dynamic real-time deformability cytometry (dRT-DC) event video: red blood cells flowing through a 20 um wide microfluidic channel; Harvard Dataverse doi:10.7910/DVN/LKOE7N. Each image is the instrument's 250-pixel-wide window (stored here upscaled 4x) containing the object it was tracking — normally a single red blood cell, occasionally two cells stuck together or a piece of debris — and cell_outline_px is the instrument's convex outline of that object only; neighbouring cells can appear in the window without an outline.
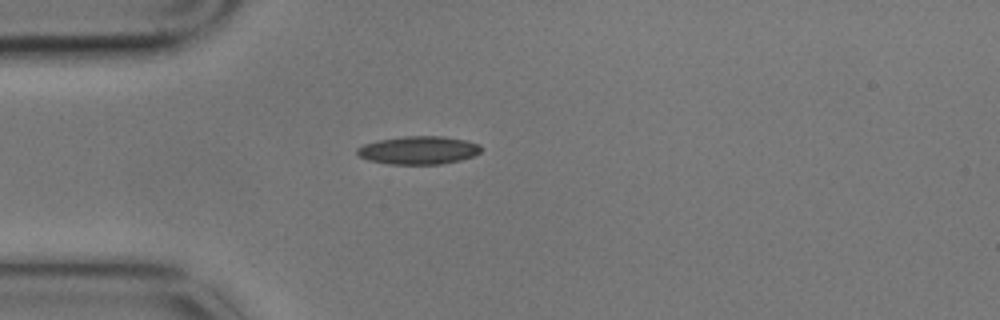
{"species": "common noctule bat (a hibernating species)", "species_latin": "Nyctalus noctula", "temperature_condition": "cold", "stored_images_in_passage": 3, "camera_frame_rate_fps": 3000, "um_per_image_px": 0.085, "animal": {"sex": "male", "body_mass_g": 17.9}, "frame": {"image": 1, "passage_image": 2, "time_ms": 0.333, "image_size_px": [1000, 320], "cell_outline_px": [[480, 152], [472, 156], [460, 160], [440, 164], [388, 164], [368, 160], [360, 156], [356, 152], [356, 148], [364, 144], [380, 140], [404, 136], [440, 136], [464, 140], [480, 144]], "centroid_in_image_um": [35.55, 12.77], "position_along_channel_um": 49.4, "area_um2": 20.11}}